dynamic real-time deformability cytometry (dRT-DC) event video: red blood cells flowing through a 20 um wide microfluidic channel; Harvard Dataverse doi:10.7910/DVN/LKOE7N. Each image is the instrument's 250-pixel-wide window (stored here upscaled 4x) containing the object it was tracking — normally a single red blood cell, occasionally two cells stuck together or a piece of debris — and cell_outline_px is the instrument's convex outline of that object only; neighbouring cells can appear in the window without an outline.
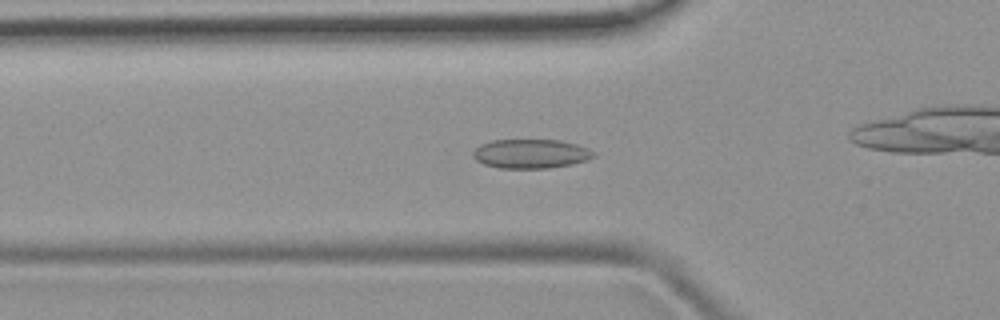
{"species": "common noctule bat (a hibernating species)", "species_latin": "Nyctalus noctula", "temperature_condition": "room temperature", "stored_images_in_passage": 43, "camera_frame_rate_fps": 3000, "um_per_image_px": 0.085, "animal": {"sex": "female", "body_mass_g": 19.9}, "frame": {"image": 1, "passage_image": 10, "time_ms": 3.0, "image_size_px": [1000, 320], "cell_outline_px": [[596, 156], [588, 160], [572, 164], [548, 168], [500, 168], [484, 164], [476, 160], [472, 156], [472, 152], [480, 144], [492, 140], [560, 140], [576, 144], [588, 148]], "centroid_in_image_um": [45.11, 13.07], "position_along_channel_um": 80.7, "area_um2": 20.52}}
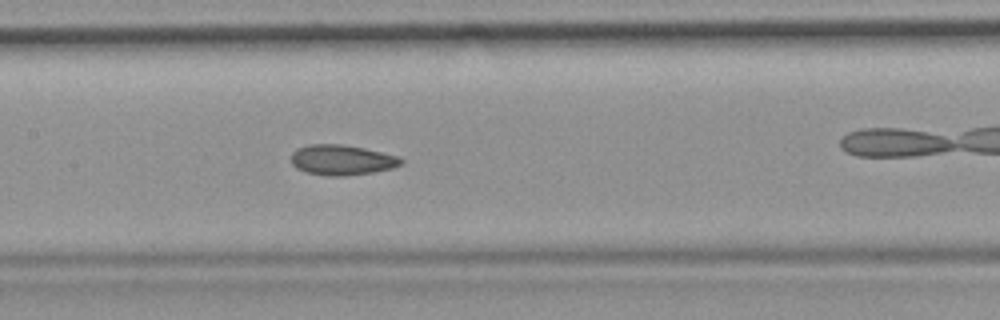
{"frame": {"image": 2, "passage_image": 17, "time_ms": 5.333, "image_size_px": [1000, 320], "cell_outline_px": [[404, 164], [392, 168], [372, 172], [344, 176], [328, 176], [308, 172], [296, 168], [292, 164], [292, 152], [296, 148], [308, 144], [340, 144], [364, 148], [396, 156], [404, 160]], "centroid_in_image_um": [29.04, 13.59], "position_along_channel_um": 178.4, "area_um2": 19.31}}
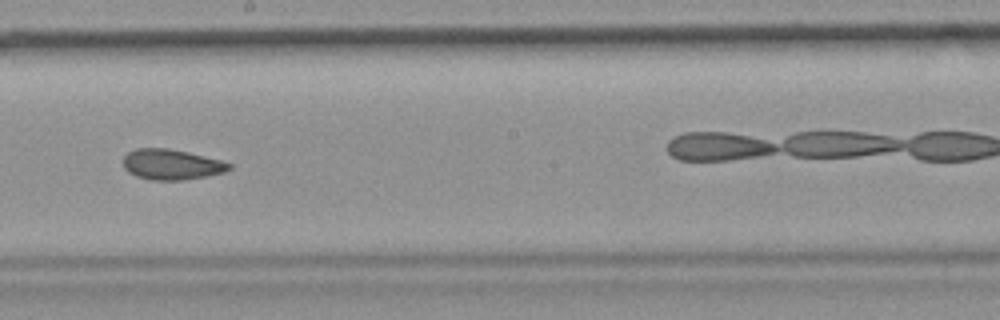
{"frame": {"image": 3, "passage_image": 21, "time_ms": 6.667, "image_size_px": [1000, 320], "cell_outline_px": [[232, 168], [224, 172], [208, 176], [184, 180], [152, 180], [136, 176], [128, 172], [124, 168], [124, 156], [128, 152], [136, 148], [168, 148], [188, 152], [220, 160], [232, 164]], "centroid_in_image_um": [14.58, 13.98], "position_along_channel_um": 233.6, "area_um2": 18.84}}